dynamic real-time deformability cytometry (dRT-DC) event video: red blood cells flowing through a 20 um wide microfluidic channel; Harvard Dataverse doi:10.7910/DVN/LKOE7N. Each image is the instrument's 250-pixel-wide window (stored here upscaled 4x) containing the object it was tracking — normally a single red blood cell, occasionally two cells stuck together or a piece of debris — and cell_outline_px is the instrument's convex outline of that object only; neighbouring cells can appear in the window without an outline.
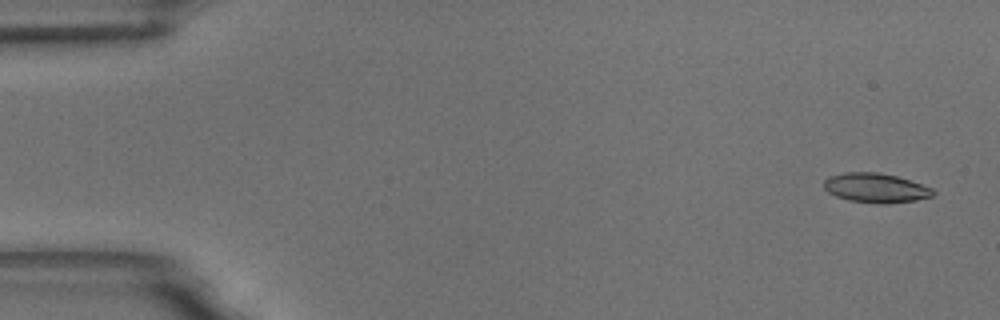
{"species": "common noctule bat (a hibernating species)", "species_latin": "Nyctalus noctula", "temperature_condition": "room temperature", "stored_images_in_passage": 57, "camera_frame_rate_fps": 3000, "um_per_image_px": 0.085, "animal": {"sex": "male", "body_mass_g": 18.8}, "frame": {"image": 1, "passage_image": 3, "time_ms": 0.667, "image_size_px": [1000, 320], "cell_outline_px": [[936, 192], [932, 196], [916, 200], [888, 204], [880, 204], [848, 200], [836, 196], [828, 192], [824, 188], [824, 180], [828, 176], [844, 172], [880, 172], [896, 176], [932, 188]], "centroid_in_image_um": [74.41, 15.97], "position_along_channel_um": 10.6, "area_um2": 18.79}}
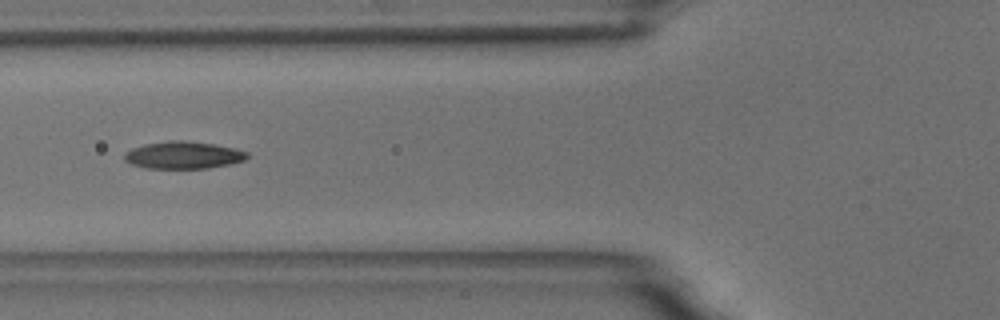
{"frame": {"image": 2, "passage_image": 22, "time_ms": 7.0, "image_size_px": [1000, 320], "cell_outline_px": [[248, 156], [244, 160], [232, 164], [208, 168], [144, 168], [132, 164], [124, 160], [124, 152], [132, 148], [144, 144], [172, 140], [184, 140], [212, 144], [236, 148], [248, 152]], "centroid_in_image_um": [15.58, 13.18], "position_along_channel_um": 110.2, "area_um2": 19.59}}
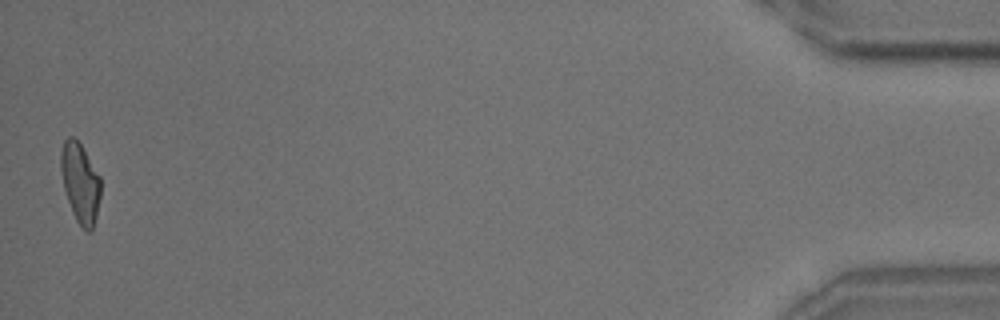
{"frame": {"image": 3, "passage_image": 56, "time_ms": 18.333, "image_size_px": [1000, 320], "cell_outline_px": [[100, 196], [96, 216], [92, 232], [88, 232], [76, 220], [72, 212], [64, 188], [60, 168], [60, 152], [64, 140], [68, 136], [72, 136], [80, 144], [100, 176]], "centroid_in_image_um": [6.81, 15.53], "position_along_channel_um": 428.4, "area_um2": 18.32}, "authors_computed_cell_mechanics": {"area_um2": 18.9006, "velocity_mm_per_s": 3.6166, "shape_relaxation_time_tau1_ms": 6.0607, "shape_relaxation_time_tau2_ms": 2.7407, "deformation_change_tau1": 0.174, "deformation_change_tau2": 0.0941}}